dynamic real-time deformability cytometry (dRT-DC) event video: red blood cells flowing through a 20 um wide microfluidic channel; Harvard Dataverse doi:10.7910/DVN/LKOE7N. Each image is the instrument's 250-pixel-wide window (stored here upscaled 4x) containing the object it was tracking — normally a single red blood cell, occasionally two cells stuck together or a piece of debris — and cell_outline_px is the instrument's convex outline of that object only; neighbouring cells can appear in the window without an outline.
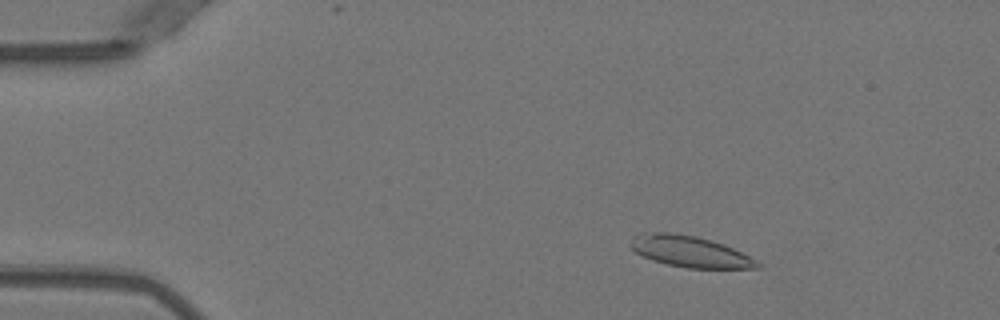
{"species": "Egyptian fruit bat (a non-hibernating species)", "species_latin": "Rousettus aegyptiacus", "temperature_condition": "warm", "stored_images_in_passage": 50, "camera_frame_rate_fps": 3000, "um_per_image_px": 0.085, "animal": {"sex": "female"}, "frame": {"image": 1, "passage_image": 7, "time_ms": 2.0, "image_size_px": [1000, 320], "cell_outline_px": [[764, 264], [760, 268], [688, 268], [668, 264], [652, 260], [636, 252], [632, 248], [632, 236], [640, 232], [668, 232], [696, 236], [724, 244]], "centroid_in_image_um": [58.65, 21.37], "position_along_channel_um": 26.4, "area_um2": 22.89}}
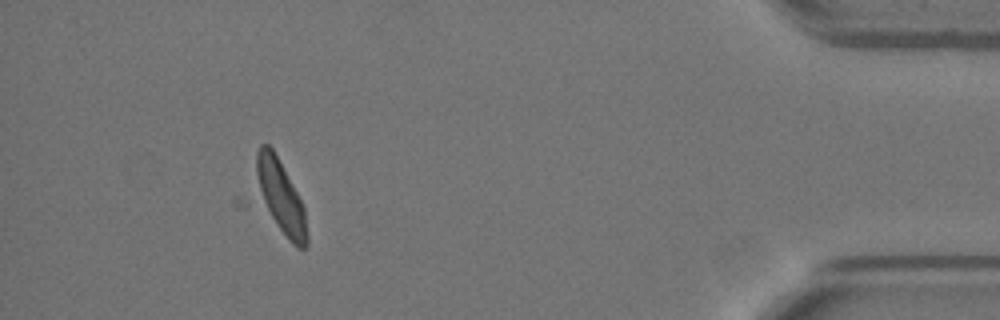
{"frame": {"image": 2, "passage_image": 46, "time_ms": 15.0, "image_size_px": [1000, 320], "cell_outline_px": [[308, 244], [304, 248], [296, 248], [288, 240], [260, 204], [256, 172], [256, 152], [260, 144], [268, 144], [272, 148], [296, 192], [304, 208], [308, 236]], "centroid_in_image_um": [23.83, 16.78], "position_along_channel_um": 411.4, "area_um2": 21.62}}